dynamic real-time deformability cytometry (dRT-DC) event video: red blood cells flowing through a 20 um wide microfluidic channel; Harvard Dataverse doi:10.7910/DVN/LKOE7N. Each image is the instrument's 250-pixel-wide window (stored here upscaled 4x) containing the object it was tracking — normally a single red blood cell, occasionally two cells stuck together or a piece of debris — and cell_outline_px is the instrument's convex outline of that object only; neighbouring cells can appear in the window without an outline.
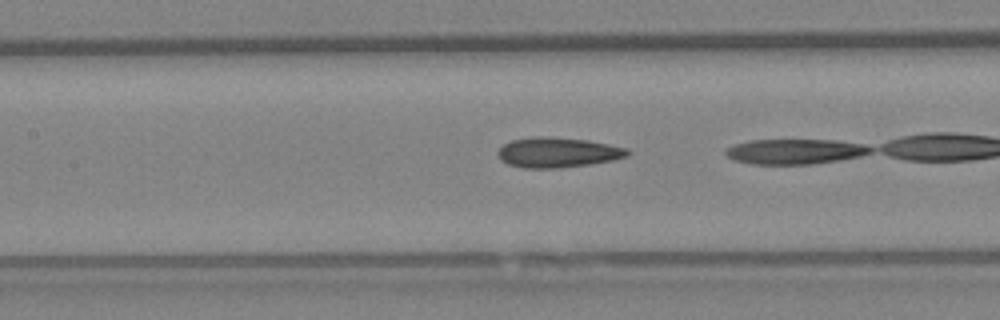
{"species": "Egyptian fruit bat (a non-hibernating species)", "species_latin": "Rousettus aegyptiacus", "temperature_condition": "warm", "stored_images_in_passage": 12, "camera_frame_rate_fps": 3000, "um_per_image_px": 0.085, "animal": {"sex": "female"}, "frame": {"image": 1, "passage_image": 6, "time_ms": 1.667, "image_size_px": [1000, 320], "cell_outline_px": [[632, 152], [628, 156], [612, 160], [592, 164], [560, 168], [524, 168], [508, 164], [500, 160], [496, 152], [504, 144], [512, 140], [532, 136], [548, 136], [588, 140], [628, 148]], "centroid_in_image_um": [47.41, 12.95], "position_along_channel_um": 160.0, "area_um2": 23.0}}